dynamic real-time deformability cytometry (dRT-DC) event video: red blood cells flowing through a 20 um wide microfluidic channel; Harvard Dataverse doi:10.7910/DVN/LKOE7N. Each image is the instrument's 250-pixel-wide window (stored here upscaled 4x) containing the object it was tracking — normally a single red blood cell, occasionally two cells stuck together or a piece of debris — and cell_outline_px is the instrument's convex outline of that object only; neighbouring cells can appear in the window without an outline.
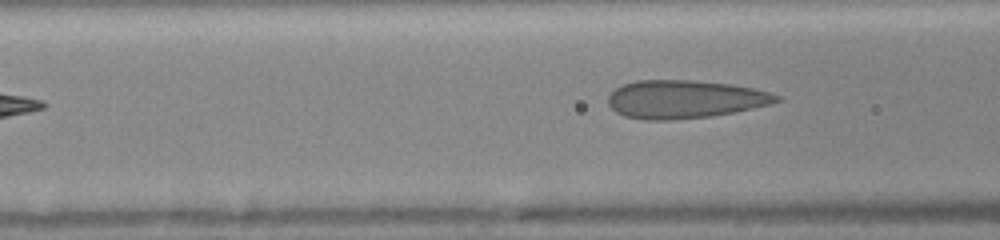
{"species": "human", "species_latin": "Homo sapiens", "temperature_condition": "room temperature", "stored_images_in_passage": 5, "segment_of_instrument_passage": [2, 2], "camera_frame_rate_fps": 3000, "um_per_image_px": 0.085, "donor": {"sex": "female"}, "frame": {"image": 1, "passage_image": 5, "time_ms": 3.333, "image_size_px": [1000, 240], "cell_outline_px": [[780, 100], [768, 104], [736, 112], [708, 116], [668, 120], [644, 120], [624, 116], [616, 112], [608, 104], [608, 96], [616, 88], [624, 84], [636, 80], [692, 80], [732, 84], [752, 88], [768, 92], [780, 96]], "centroid_in_image_um": [58.16, 8.43], "position_along_channel_um": 108.4, "area_um2": 37.22}}